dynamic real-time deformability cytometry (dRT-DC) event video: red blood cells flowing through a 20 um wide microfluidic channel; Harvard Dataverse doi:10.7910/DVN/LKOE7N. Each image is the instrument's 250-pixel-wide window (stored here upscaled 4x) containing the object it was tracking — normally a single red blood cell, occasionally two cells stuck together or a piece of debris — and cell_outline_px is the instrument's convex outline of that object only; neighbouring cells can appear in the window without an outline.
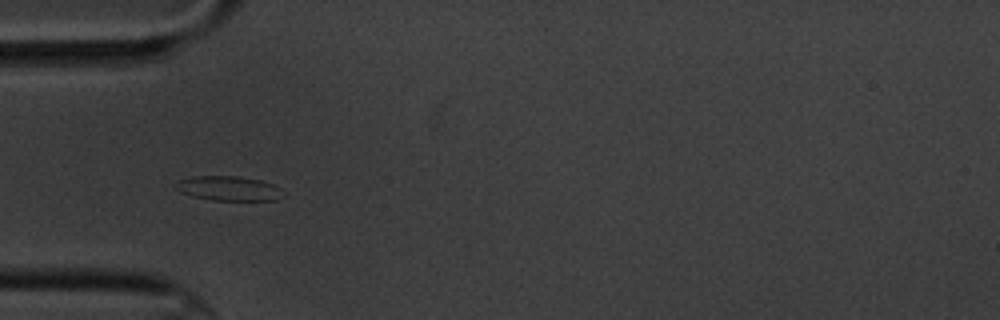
{"species": "common noctule bat (a hibernating species)", "species_latin": "Nyctalus noctula", "temperature_condition": "cold", "stored_images_in_passage": 4, "camera_frame_rate_fps": 3000, "um_per_image_px": 0.085, "animal": {"sex": "male", "body_mass_g": 20.1, "forearm_length_mm": 53.5}, "frame": {"image": 1, "passage_image": 3, "time_ms": 2.333, "image_size_px": [1000, 320], "cell_outline_px": [[284, 196], [276, 200], [212, 200], [192, 196], [180, 192], [172, 184], [176, 180], [192, 176], [240, 176], [260, 180], [276, 184], [280, 188]], "centroid_in_image_um": [19.41, 16.0], "position_along_channel_um": 65.6, "area_um2": 15.66}}
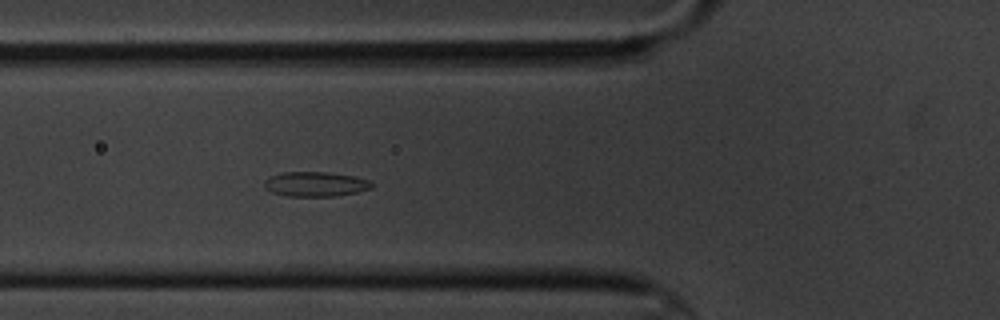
{"frame": {"image": 2, "passage_image": 4, "time_ms": 3.333, "image_size_px": [1000, 320], "cell_outline_px": [[372, 188], [356, 192], [336, 196], [288, 196], [272, 192], [264, 188], [264, 180], [268, 176], [284, 172], [328, 172], [352, 176], [372, 180]], "centroid_in_image_um": [26.79, 15.64], "position_along_channel_um": 99.0, "area_um2": 15.55}}